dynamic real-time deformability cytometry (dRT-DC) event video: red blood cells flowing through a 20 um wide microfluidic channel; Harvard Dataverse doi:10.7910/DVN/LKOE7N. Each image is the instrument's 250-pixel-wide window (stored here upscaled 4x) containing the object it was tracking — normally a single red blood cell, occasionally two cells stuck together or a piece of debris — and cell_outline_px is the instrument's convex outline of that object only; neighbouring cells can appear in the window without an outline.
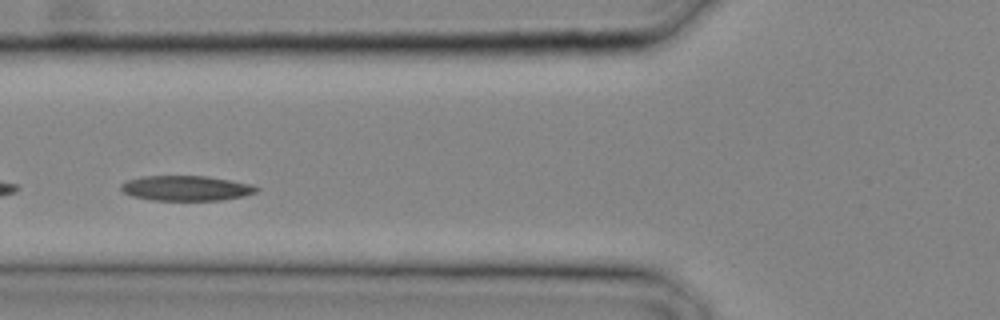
{"species": "common noctule bat (a hibernating species)", "species_latin": "Nyctalus noctula", "temperature_condition": "cold", "stored_images_in_passage": 26, "camera_frame_rate_fps": 3000, "um_per_image_px": 0.085, "animal": {"sex": "male", "body_mass_g": 20.4}, "frame": {"image": 1, "passage_image": 8, "time_ms": 2.333, "image_size_px": [1000, 320], "cell_outline_px": [[260, 188], [256, 192], [244, 196], [220, 200], [152, 200], [132, 196], [124, 192], [120, 188], [120, 184], [128, 180], [140, 176], [208, 176], [252, 184]], "centroid_in_image_um": [15.82, 15.99], "position_along_channel_um": 110.0, "area_um2": 19.83}}